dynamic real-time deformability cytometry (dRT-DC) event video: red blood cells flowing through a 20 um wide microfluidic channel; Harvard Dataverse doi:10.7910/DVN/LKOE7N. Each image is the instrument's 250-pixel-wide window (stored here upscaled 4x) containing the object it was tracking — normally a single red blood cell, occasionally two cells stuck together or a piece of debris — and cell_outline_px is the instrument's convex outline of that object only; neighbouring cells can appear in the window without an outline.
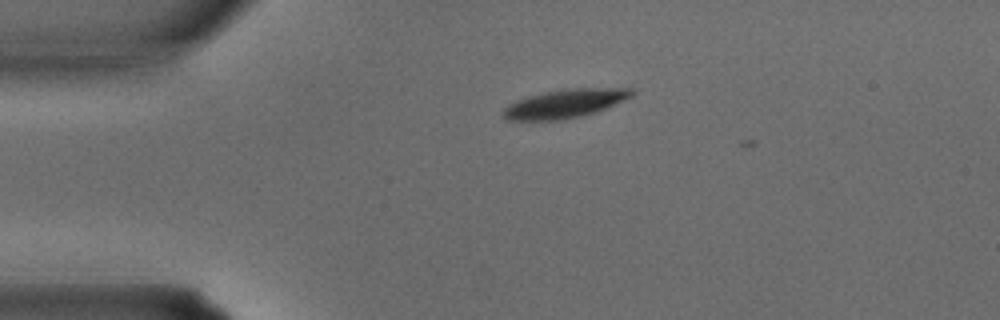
{"species": "common noctule bat (a hibernating species)", "species_latin": "Nyctalus noctula", "temperature_condition": "warm", "stored_images_in_passage": 2, "camera_frame_rate_fps": 3000, "um_per_image_px": 0.085, "animal": {"sex": "male", "body_mass_g": 15.6}, "frame": {"image": 1, "passage_image": 1, "time_ms": 0.0, "image_size_px": [1000, 320], "cell_outline_px": [[636, 92], [632, 96], [624, 100], [604, 108], [580, 116], [564, 120], [504, 120], [500, 116], [500, 112], [508, 104], [516, 100], [528, 96], [544, 92], [564, 88], [632, 88]], "centroid_in_image_um": [47.95, 8.8], "position_along_channel_um": 37.1, "area_um2": 21.56}}